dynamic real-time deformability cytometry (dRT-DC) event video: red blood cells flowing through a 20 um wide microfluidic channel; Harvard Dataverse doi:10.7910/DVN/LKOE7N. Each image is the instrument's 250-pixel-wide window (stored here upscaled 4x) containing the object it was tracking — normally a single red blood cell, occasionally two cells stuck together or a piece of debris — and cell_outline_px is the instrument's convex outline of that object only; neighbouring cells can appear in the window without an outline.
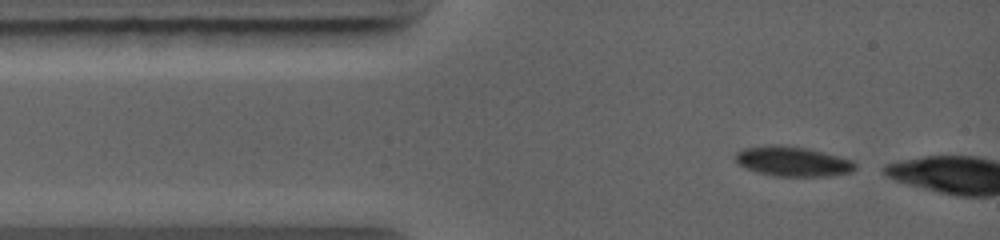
{"species": "common noctule bat (a hibernating species)", "species_latin": "Nyctalus noctula", "temperature_condition": "warm", "stored_images_in_passage": 3, "camera_frame_rate_fps": 5000, "um_per_image_px": 0.085, "animal": {"sex": "female", "body_mass_g": 19.0, "forearm_length_mm": 56.7}, "frame": {"image": 1, "passage_image": 1, "time_ms": 0.0, "image_size_px": [1000, 240], "cell_outline_px": [[856, 168], [852, 172], [828, 176], [772, 176], [756, 172], [744, 168], [736, 160], [736, 152], [744, 148], [768, 144], [780, 144], [808, 148], [824, 152], [852, 160], [856, 164]], "centroid_in_image_um": [67.37, 13.71], "position_along_channel_um": 17.6, "area_um2": 21.04}}